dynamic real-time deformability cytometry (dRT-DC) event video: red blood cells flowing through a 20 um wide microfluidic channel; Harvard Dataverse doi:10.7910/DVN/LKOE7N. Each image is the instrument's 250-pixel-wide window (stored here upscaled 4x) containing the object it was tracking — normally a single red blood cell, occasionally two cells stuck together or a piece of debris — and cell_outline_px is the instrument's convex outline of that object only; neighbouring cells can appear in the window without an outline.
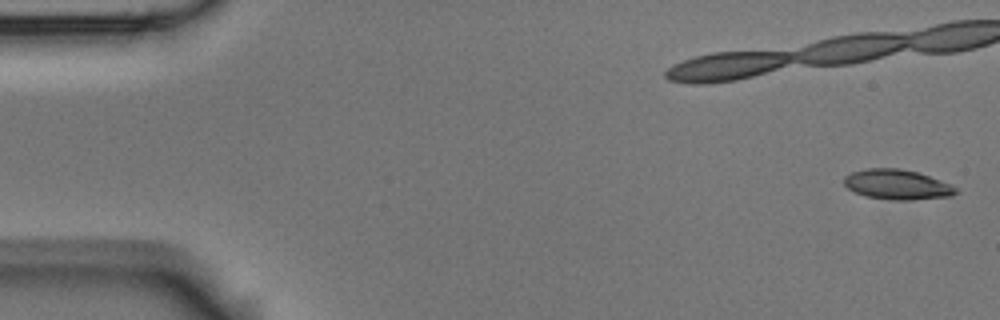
{"species": "Egyptian fruit bat (a non-hibernating species)", "species_latin": "Rousettus aegyptiacus", "temperature_condition": "room temperature", "stored_images_in_passage": 11, "camera_frame_rate_fps": 3000, "um_per_image_px": 0.085, "animal": {"sex": "male"}, "frame": {"image": 1, "passage_image": 1, "time_ms": 0.0, "image_size_px": [1000, 320], "cell_outline_px": [[956, 192], [952, 196], [908, 200], [892, 200], [864, 196], [848, 188], [844, 184], [844, 176], [852, 172], [868, 168], [900, 168], [916, 172], [952, 184], [956, 188]], "centroid_in_image_um": [76.24, 15.68], "position_along_channel_um": 8.8, "area_um2": 19.42}}
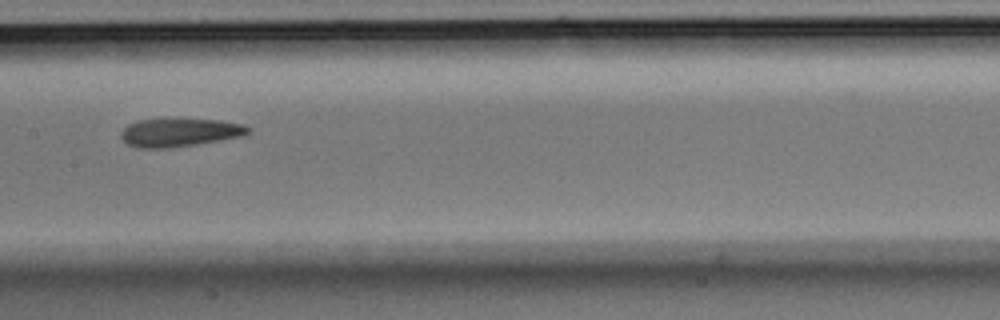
{"frame": {"image": 2, "passage_image": 8, "time_ms": 2.333, "image_size_px": [1000, 320], "cell_outline_px": [[252, 128], [248, 132], [240, 136], [196, 144], [168, 148], [136, 148], [128, 144], [120, 136], [120, 132], [128, 124], [140, 120], [164, 116], [180, 116], [220, 120], [244, 124]], "centroid_in_image_um": [15.23, 11.19], "position_along_channel_um": 192.2, "area_um2": 21.91}}
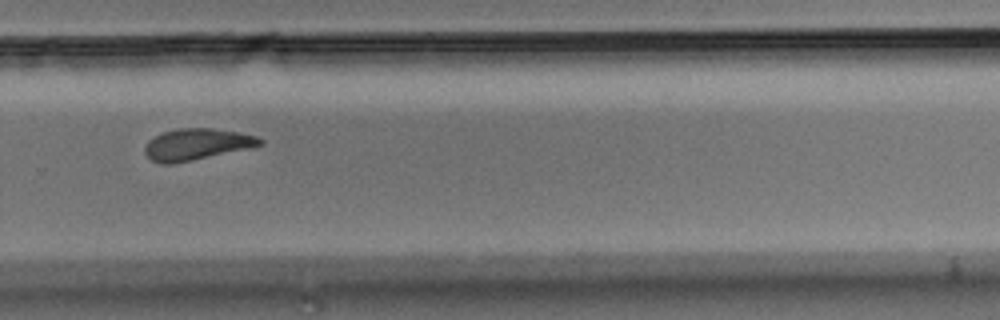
{"frame": {"image": 3, "passage_image": 11, "time_ms": 3.333, "image_size_px": [1000, 320], "cell_outline_px": [[264, 144], [248, 148], [192, 160], [172, 164], [160, 164], [152, 160], [144, 152], [144, 148], [148, 140], [164, 132], [176, 128], [212, 128], [260, 136], [264, 140]], "centroid_in_image_um": [16.72, 12.26], "position_along_channel_um": 313.1, "area_um2": 20.98}}